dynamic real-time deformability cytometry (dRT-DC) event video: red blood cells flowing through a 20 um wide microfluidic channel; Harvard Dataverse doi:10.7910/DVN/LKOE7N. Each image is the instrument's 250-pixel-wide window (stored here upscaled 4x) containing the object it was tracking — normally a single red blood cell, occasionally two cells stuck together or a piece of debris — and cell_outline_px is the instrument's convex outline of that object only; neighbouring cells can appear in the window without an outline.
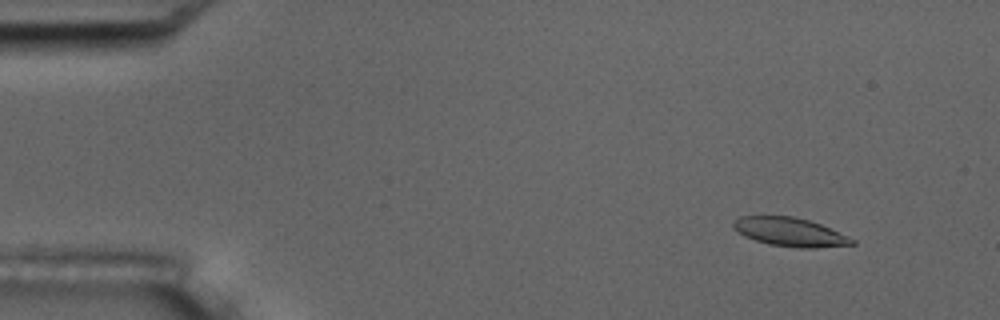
{"species": "common noctule bat (a hibernating species)", "species_latin": "Nyctalus noctula", "temperature_condition": "room temperature", "stored_images_in_passage": 3, "camera_frame_rate_fps": 3000, "um_per_image_px": 0.085, "animal": {"sex": "male", "body_mass_g": 17.5, "forearm_length_mm": 52.3}, "frame": {"image": 1, "passage_image": 1, "time_ms": 0.0, "image_size_px": [1000, 320], "cell_outline_px": [[856, 244], [816, 248], [800, 248], [768, 244], [744, 236], [732, 228], [732, 224], [740, 216], [792, 216], [808, 220], [820, 224], [856, 240]], "centroid_in_image_um": [67.14, 19.73], "position_along_channel_um": 17.9, "area_um2": 19.71}}
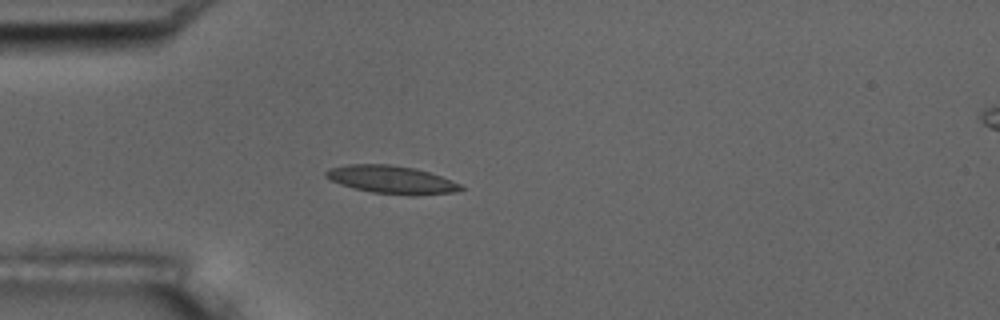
{"frame": {"image": 2, "passage_image": 3, "time_ms": 3.333, "image_size_px": [1000, 320], "cell_outline_px": [[464, 188], [456, 192], [412, 196], [372, 192], [352, 188], [340, 184], [324, 176], [324, 172], [328, 168], [348, 164], [388, 164], [412, 168], [428, 172], [452, 180], [460, 184]], "centroid_in_image_um": [33.25, 15.28], "position_along_channel_um": 51.7, "area_um2": 21.96}}